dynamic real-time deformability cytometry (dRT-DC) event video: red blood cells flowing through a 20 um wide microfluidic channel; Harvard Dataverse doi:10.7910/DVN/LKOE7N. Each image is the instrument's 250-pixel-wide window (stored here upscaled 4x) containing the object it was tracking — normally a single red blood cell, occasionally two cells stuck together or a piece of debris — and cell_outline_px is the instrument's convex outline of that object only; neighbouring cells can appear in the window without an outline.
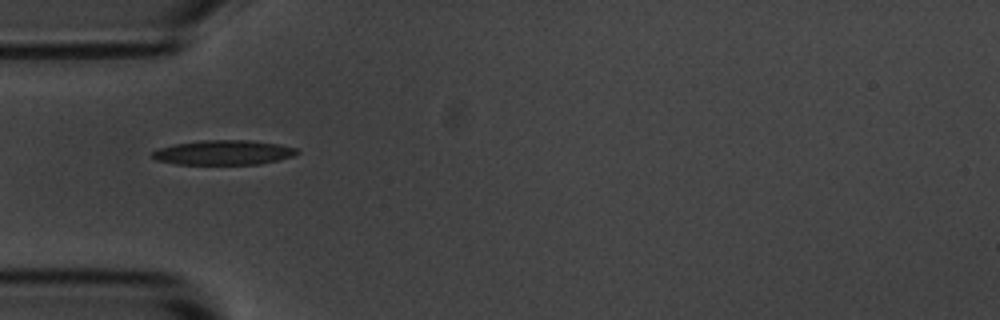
{"species": "common noctule bat (a hibernating species)", "species_latin": "Nyctalus noctula", "temperature_condition": "room temperature", "stored_images_in_passage": 18, "camera_frame_rate_fps": 3000, "um_per_image_px": 0.085, "animal": {"sex": "male", "body_mass_g": 20.1, "forearm_length_mm": 53.5}, "frame": {"image": 1, "passage_image": 1, "time_ms": 0.0, "image_size_px": [1000, 320], "cell_outline_px": [[300, 152], [292, 156], [280, 160], [260, 164], [176, 164], [156, 160], [152, 156], [152, 152], [160, 148], [172, 144], [204, 140], [248, 140], [276, 144], [296, 148]], "centroid_in_image_um": [18.99, 12.97], "position_along_channel_um": 66.0, "area_um2": 20.69}}
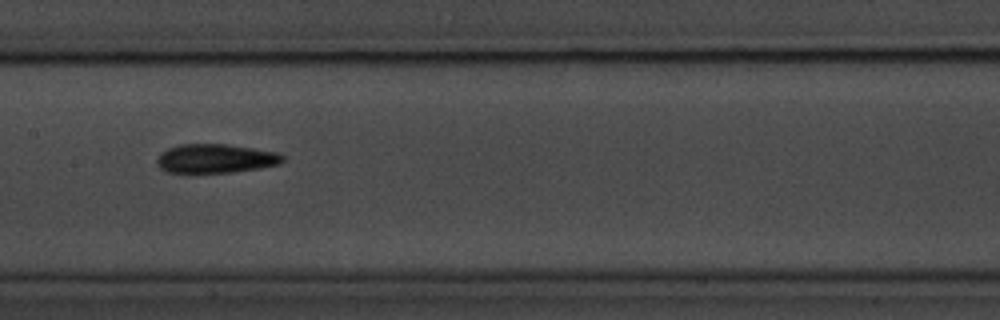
{"frame": {"image": 2, "passage_image": 11, "time_ms": 3.333, "image_size_px": [1000, 320], "cell_outline_px": [[284, 160], [280, 164], [260, 168], [232, 172], [192, 176], [168, 172], [160, 168], [156, 164], [156, 160], [160, 152], [168, 148], [180, 144], [224, 144], [252, 148], [276, 152], [284, 156]], "centroid_in_image_um": [18.24, 13.52], "position_along_channel_um": 189.2, "area_um2": 22.08}}
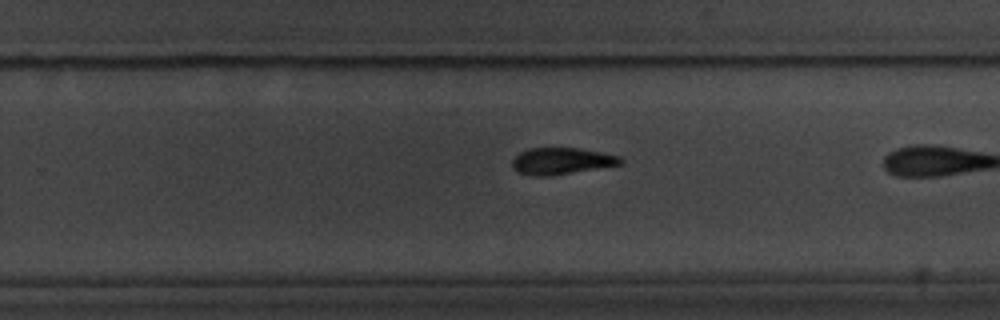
{"frame": {"image": 3, "passage_image": 16, "time_ms": 5.0, "image_size_px": [1000, 320], "cell_outline_px": [[624, 160], [620, 164], [552, 176], [532, 176], [516, 172], [512, 168], [512, 160], [520, 152], [528, 148], [580, 148], [620, 156]], "centroid_in_image_um": [47.68, 13.69], "position_along_channel_um": 282.1, "area_um2": 16.88}}